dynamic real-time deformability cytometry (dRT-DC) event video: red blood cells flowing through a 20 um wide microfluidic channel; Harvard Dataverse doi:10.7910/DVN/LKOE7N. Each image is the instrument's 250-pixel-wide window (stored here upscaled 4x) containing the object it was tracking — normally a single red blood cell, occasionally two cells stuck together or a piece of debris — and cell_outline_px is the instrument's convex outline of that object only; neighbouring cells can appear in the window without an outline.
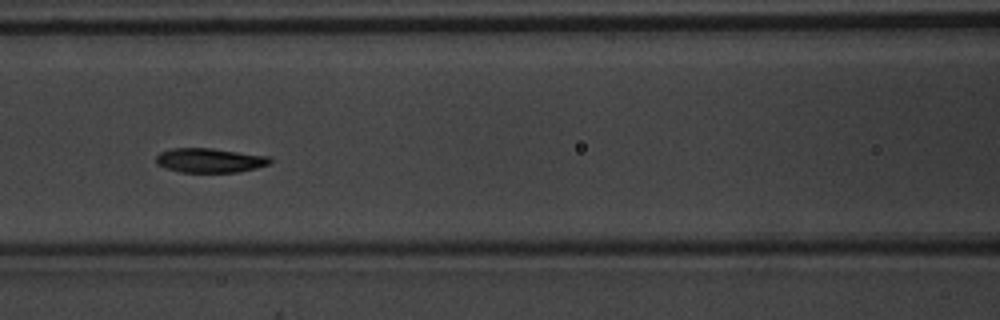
{"species": "common noctule bat (a hibernating species)", "species_latin": "Nyctalus noctula", "temperature_condition": "warm", "stored_images_in_passage": 9, "camera_frame_rate_fps": 3000, "um_per_image_px": 0.085, "animal": {"sex": "male", "body_mass_g": 20.1, "forearm_length_mm": 53.5}, "frame": {"image": 1, "passage_image": 7, "time_ms": 2.0, "image_size_px": [1000, 320], "cell_outline_px": [[272, 164], [256, 168], [236, 172], [180, 172], [164, 168], [156, 164], [156, 156], [160, 152], [172, 148], [212, 148], [272, 156]], "centroid_in_image_um": [17.86, 13.62], "position_along_channel_um": 148.7, "area_um2": 16.47}}
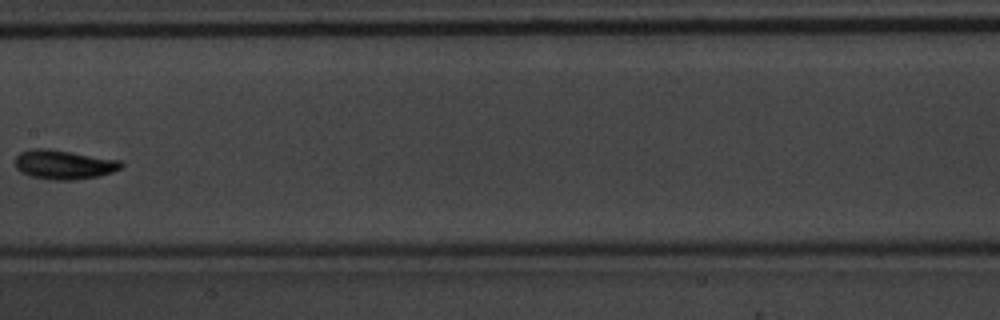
{"frame": {"image": 2, "passage_image": 8, "time_ms": 2.333, "image_size_px": [1000, 320], "cell_outline_px": [[124, 164], [120, 168], [112, 172], [100, 176], [72, 180], [52, 180], [28, 176], [20, 172], [16, 168], [16, 156], [20, 152], [36, 148], [48, 148], [120, 160]], "centroid_in_image_um": [5.41, 13.99], "position_along_channel_um": 202.0, "area_um2": 18.15}}